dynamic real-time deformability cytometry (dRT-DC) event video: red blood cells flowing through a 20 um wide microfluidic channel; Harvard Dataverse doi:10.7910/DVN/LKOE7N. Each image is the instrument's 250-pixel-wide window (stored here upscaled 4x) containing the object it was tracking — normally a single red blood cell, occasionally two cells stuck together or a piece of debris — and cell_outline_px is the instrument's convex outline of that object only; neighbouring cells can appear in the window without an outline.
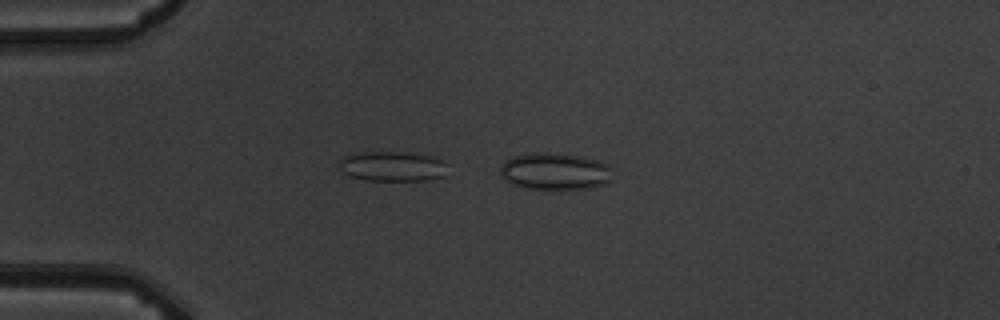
{"species": "common noctule bat (a hibernating species)", "species_latin": "Nyctalus noctula", "temperature_condition": "warm", "stored_images_in_passage": 6, "camera_frame_rate_fps": 3000, "um_per_image_px": 0.085, "animal": {"sex": "male", "body_mass_g": 19.5, "forearm_length_mm": 54.6}, "frame": {"image": 1, "passage_image": 4, "time_ms": 3.667, "image_size_px": [1000, 320], "cell_outline_px": [[612, 180], [604, 184], [592, 188], [528, 188], [516, 184], [508, 180], [500, 172], [500, 164], [504, 160], [512, 156], [532, 152], [552, 152], [584, 156], [608, 164], [612, 168]], "centroid_in_image_um": [47.22, 14.52], "position_along_channel_um": 37.8, "area_um2": 24.22}}
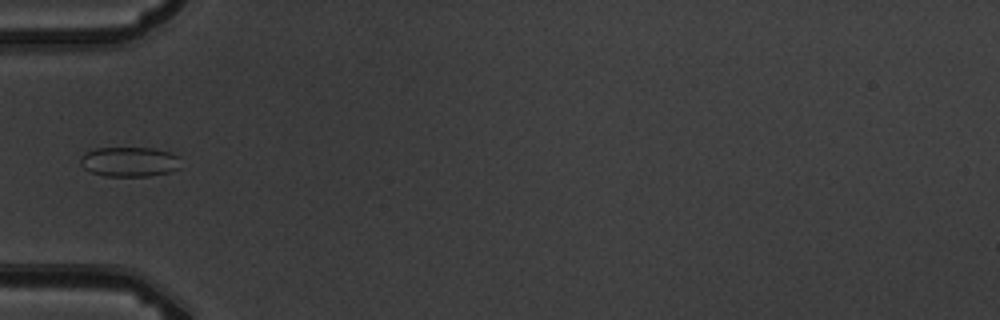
{"frame": {"image": 2, "passage_image": 6, "time_ms": 5.667, "image_size_px": [1000, 320], "cell_outline_px": [[180, 168], [168, 172], [148, 176], [104, 176], [92, 172], [84, 168], [80, 164], [80, 156], [84, 152], [96, 148], [152, 148], [172, 152], [180, 156]], "centroid_in_image_um": [11.01, 13.74], "position_along_channel_um": 74.0, "area_um2": 17.63}}